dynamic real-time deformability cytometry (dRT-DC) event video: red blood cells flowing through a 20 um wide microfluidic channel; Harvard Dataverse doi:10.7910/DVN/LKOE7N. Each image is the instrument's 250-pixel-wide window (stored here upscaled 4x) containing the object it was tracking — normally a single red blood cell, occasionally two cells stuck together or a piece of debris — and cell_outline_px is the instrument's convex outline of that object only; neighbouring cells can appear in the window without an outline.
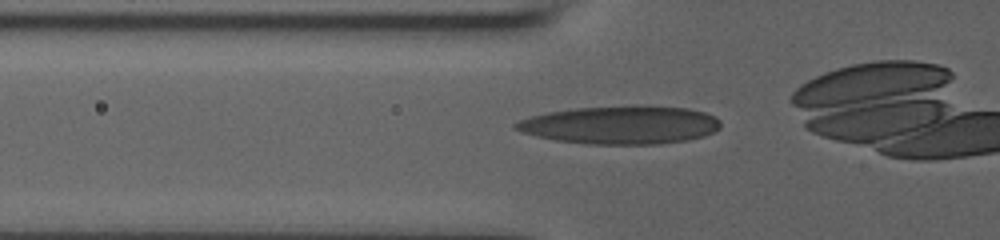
{"species": "human", "species_latin": "Homo sapiens", "temperature_condition": "room temperature", "stored_images_in_passage": 35, "camera_frame_rate_fps": 3000, "um_per_image_px": 0.085, "donor": {"sex": "male"}, "frame": {"image": 1, "passage_image": 10, "time_ms": 3.0, "image_size_px": [1000, 240], "cell_outline_px": [[720, 128], [704, 136], [684, 140], [660, 144], [588, 144], [556, 140], [536, 136], [512, 128], [512, 124], [520, 120], [532, 116], [548, 112], [576, 108], [632, 104], [636, 104], [688, 108], [704, 112], [716, 116], [720, 120]], "centroid_in_image_um": [52.77, 10.6], "position_along_channel_um": 73.0, "area_um2": 45.95}}
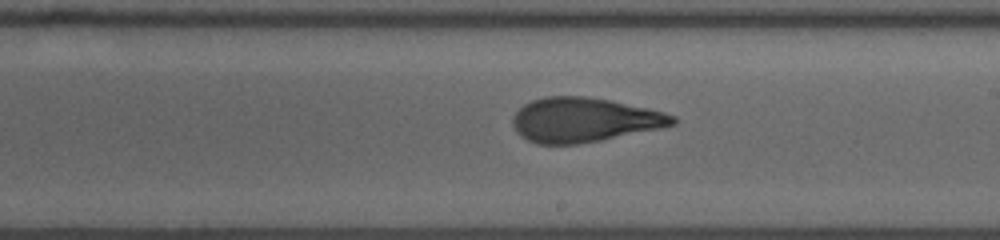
{"frame": {"image": 2, "passage_image": 23, "time_ms": 7.333, "image_size_px": [1000, 240], "cell_outline_px": [[676, 124], [660, 128], [600, 140], [576, 144], [536, 144], [520, 136], [516, 132], [512, 124], [512, 116], [524, 104], [532, 100], [544, 96], [584, 96], [608, 100], [664, 112], [676, 116]], "centroid_in_image_um": [49.6, 10.19], "position_along_channel_um": 239.4, "area_um2": 41.21}}
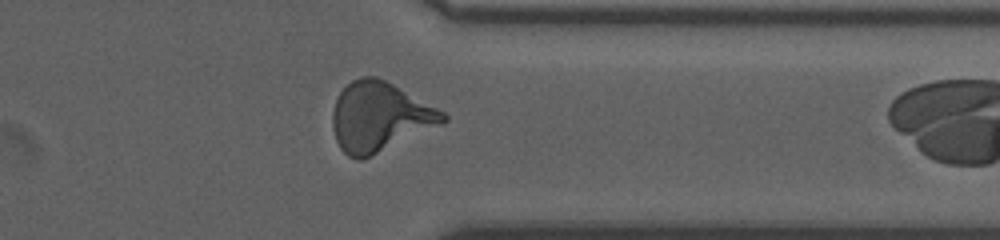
{"frame": {"image": 3, "passage_image": 34, "time_ms": 11.0, "image_size_px": [1000, 240], "cell_outline_px": [[448, 120], [440, 124], [360, 160], [356, 160], [348, 156], [340, 148], [336, 140], [332, 128], [332, 112], [336, 100], [340, 92], [352, 80], [360, 76], [376, 76], [392, 84], [444, 112], [448, 116]], "centroid_in_image_um": [32.21, 9.92], "position_along_channel_um": 379.2, "area_um2": 43.75}}